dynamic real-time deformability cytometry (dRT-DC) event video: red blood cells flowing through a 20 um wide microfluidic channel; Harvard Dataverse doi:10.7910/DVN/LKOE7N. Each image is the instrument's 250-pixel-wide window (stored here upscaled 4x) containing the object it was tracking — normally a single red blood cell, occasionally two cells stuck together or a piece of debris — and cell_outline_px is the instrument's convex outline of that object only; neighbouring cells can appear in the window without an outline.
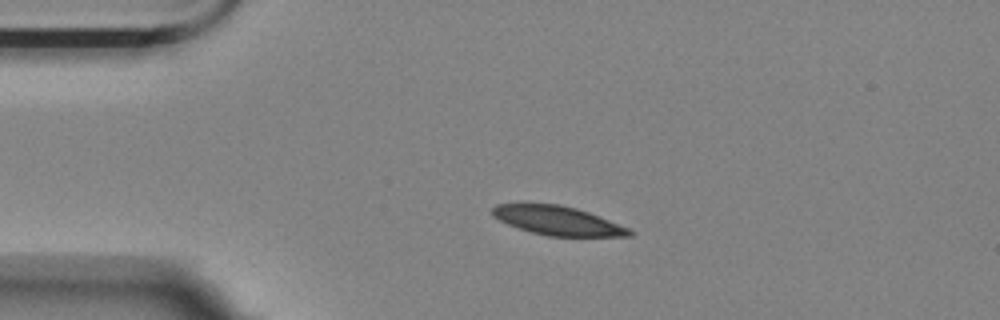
{"species": "Egyptian fruit bat (a non-hibernating species)", "species_latin": "Rousettus aegyptiacus", "temperature_condition": "room temperature", "stored_images_in_passage": 4, "camera_frame_rate_fps": 3000, "um_per_image_px": 0.085, "animal": {"sex": "female"}, "frame": {"image": 1, "passage_image": 3, "time_ms": 0.667, "image_size_px": [1000, 320], "cell_outline_px": [[636, 232], [632, 236], [548, 236], [532, 232], [508, 224], [492, 216], [492, 208], [496, 204], [560, 204], [576, 208], [588, 212], [632, 228]], "centroid_in_image_um": [47.47, 18.76], "position_along_channel_um": 37.5, "area_um2": 23.12}}